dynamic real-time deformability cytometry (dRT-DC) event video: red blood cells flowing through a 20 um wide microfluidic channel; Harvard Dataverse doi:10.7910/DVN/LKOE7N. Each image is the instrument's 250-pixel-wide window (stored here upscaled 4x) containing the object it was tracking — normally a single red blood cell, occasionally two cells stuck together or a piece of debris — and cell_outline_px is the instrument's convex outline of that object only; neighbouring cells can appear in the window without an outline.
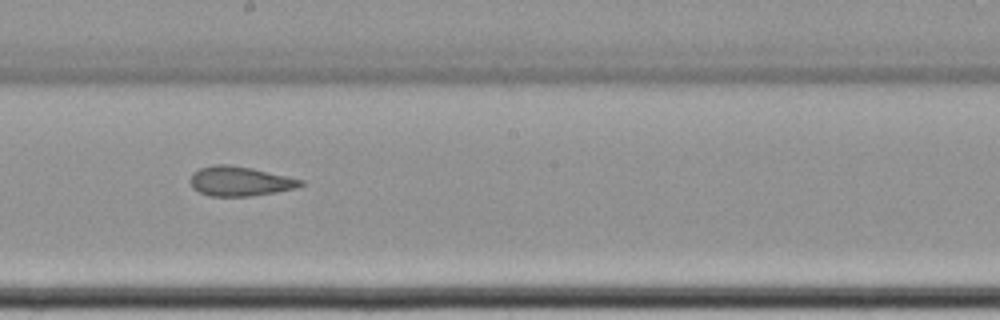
{"species": "common noctule bat (a hibernating species)", "species_latin": "Nyctalus noctula", "temperature_condition": "cold", "stored_images_in_passage": 16, "camera_frame_rate_fps": 3000, "um_per_image_px": 0.085, "animal": {"sex": "female", "body_mass_g": 22.7, "forearm_length_mm": 54.2}, "frame": {"image": 1, "passage_image": 10, "time_ms": 11.667, "image_size_px": [1000, 320], "cell_outline_px": [[304, 184], [296, 188], [276, 192], [248, 196], [208, 196], [192, 188], [188, 180], [192, 172], [200, 168], [212, 164], [228, 164], [252, 168], [304, 180]], "centroid_in_image_um": [20.34, 15.4], "position_along_channel_um": 227.9, "area_um2": 19.19}}
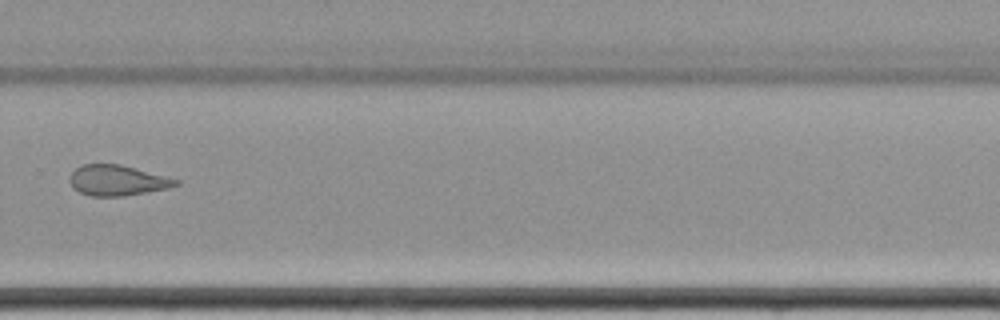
{"frame": {"image": 2, "passage_image": 12, "time_ms": 14.333, "image_size_px": [1000, 320], "cell_outline_px": [[180, 184], [168, 188], [124, 196], [92, 196], [80, 192], [72, 188], [68, 180], [72, 172], [80, 164], [120, 164], [180, 180]], "centroid_in_image_um": [9.94, 15.33], "position_along_channel_um": 319.9, "area_um2": 18.84}, "authors_computed_cell_mechanics": {"area_um2": 22.5131, "velocity_mm_per_s": 3.4658, "shape_relaxation_time_tau1_ms": null, "shape_relaxation_time_tau2_ms": 3.1588, "deformation_change_tau1": null, "deformation_change_tau2": 0.0563}}